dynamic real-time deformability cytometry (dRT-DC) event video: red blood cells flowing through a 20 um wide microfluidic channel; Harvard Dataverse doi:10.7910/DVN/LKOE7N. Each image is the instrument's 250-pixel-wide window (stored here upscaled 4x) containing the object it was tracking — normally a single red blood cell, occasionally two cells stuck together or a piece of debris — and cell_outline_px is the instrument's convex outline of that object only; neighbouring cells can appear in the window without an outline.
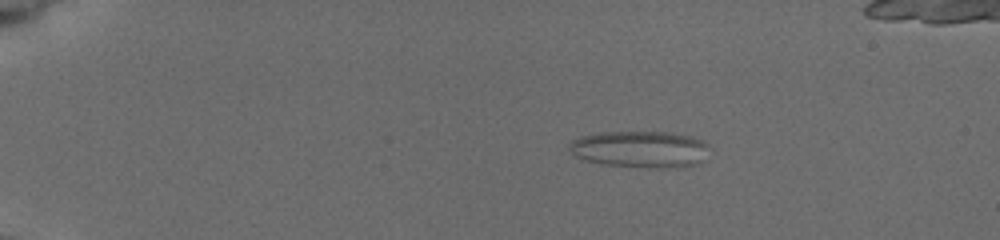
{"species": "common noctule bat (a hibernating species)", "species_latin": "Nyctalus noctula", "temperature_condition": "cold", "stored_images_in_passage": 64, "camera_frame_rate_fps": 3000, "um_per_image_px": 0.085, "animal": {"sex": "female", "body_mass_g": 19.5, "forearm_length_mm": 54.1}, "frame": {"image": 1, "passage_image": 1, "time_ms": 0.0, "image_size_px": [1000, 240], "cell_outline_px": [[704, 144], [700, 160], [692, 164], [648, 168], [600, 164], [576, 156], [568, 148], [572, 140], [580, 136], [600, 132], [664, 132], [692, 136], [700, 140]], "centroid_in_image_um": [54.25, 12.66], "position_along_channel_um": 30.8, "area_um2": 28.9}}
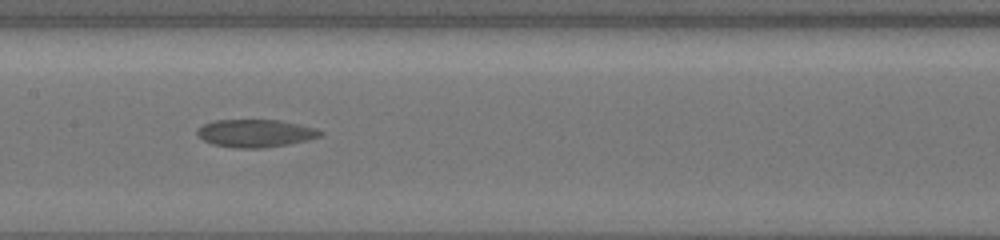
{"frame": {"image": 2, "passage_image": 28, "time_ms": 6.667, "image_size_px": [1000, 240], "cell_outline_px": [[324, 132], [320, 136], [308, 140], [288, 144], [264, 148], [240, 148], [212, 144], [204, 140], [196, 132], [204, 124], [216, 120], [280, 120], [316, 128]], "centroid_in_image_um": [21.75, 11.33], "position_along_channel_um": 185.6, "area_um2": 19.71}}
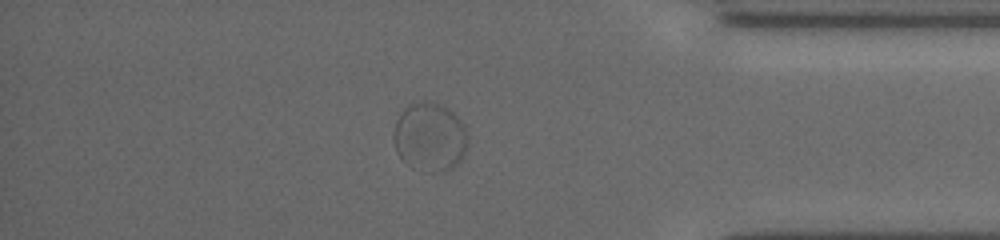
{"frame": {"image": 3, "passage_image": 55, "time_ms": 13.0, "image_size_px": [1000, 240], "cell_outline_px": [[468, 148], [460, 160], [452, 168], [444, 172], [440, 172], [412, 168], [396, 152], [392, 140], [392, 136], [396, 120], [400, 112], [408, 104], [424, 100], [432, 100], [448, 108], [464, 124], [468, 136]], "centroid_in_image_um": [36.53, 11.61], "position_along_channel_um": 398.7, "area_um2": 30.23}}